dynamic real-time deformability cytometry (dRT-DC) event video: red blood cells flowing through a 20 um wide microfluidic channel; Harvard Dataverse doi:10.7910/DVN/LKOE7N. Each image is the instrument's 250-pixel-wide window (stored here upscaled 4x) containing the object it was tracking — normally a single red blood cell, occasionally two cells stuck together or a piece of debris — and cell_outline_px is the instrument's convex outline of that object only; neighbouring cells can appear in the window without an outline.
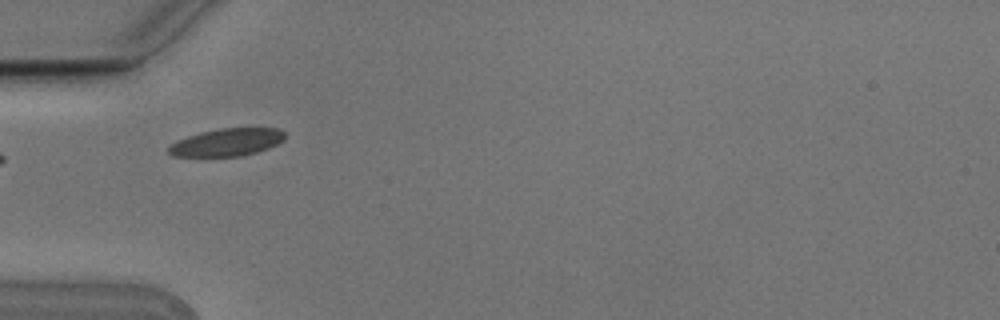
{"species": "Egyptian fruit bat (a non-hibernating species)", "species_latin": "Rousettus aegyptiacus", "temperature_condition": "cold", "stored_images_in_passage": 4, "camera_frame_rate_fps": 3000, "um_per_image_px": 0.085, "animal": {"sex": "male"}, "frame": {"image": 1, "passage_image": 1, "time_ms": 0.0, "image_size_px": [1000, 320], "cell_outline_px": [[284, 140], [268, 148], [256, 152], [240, 156], [172, 156], [168, 152], [168, 148], [172, 144], [188, 136], [200, 132], [220, 128], [276, 128], [284, 132]], "centroid_in_image_um": [19.29, 12.09], "position_along_channel_um": 65.7, "area_um2": 18.44}}
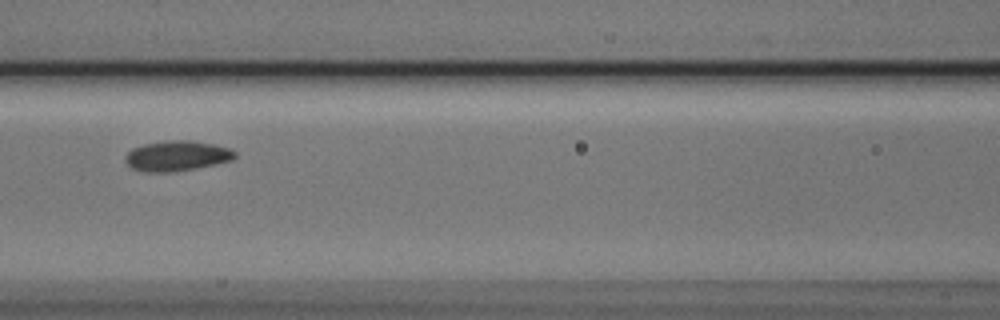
{"frame": {"image": 2, "passage_image": 3, "time_ms": 0.667, "image_size_px": [1000, 320], "cell_outline_px": [[236, 156], [232, 160], [216, 164], [176, 172], [144, 172], [132, 168], [124, 160], [124, 156], [132, 148], [144, 144], [168, 140], [192, 140], [212, 144], [228, 148], [236, 152]], "centroid_in_image_um": [15.01, 13.25], "position_along_channel_um": 151.6, "area_um2": 19.42}}
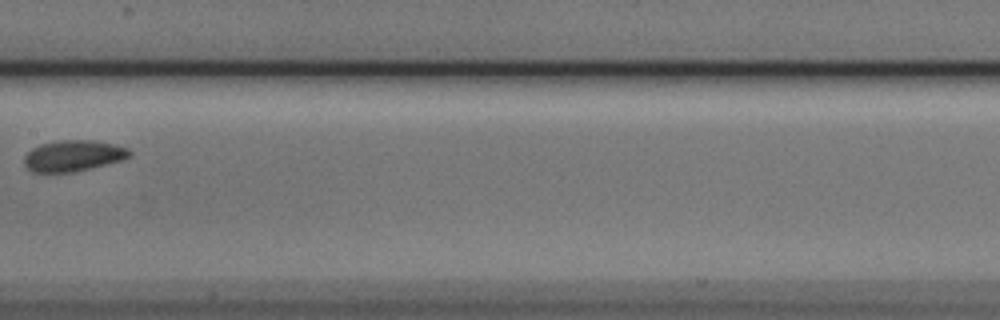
{"frame": {"image": 3, "passage_image": 4, "time_ms": 1.0, "image_size_px": [1000, 320], "cell_outline_px": [[132, 156], [124, 160], [76, 172], [32, 172], [24, 164], [24, 156], [32, 148], [40, 144], [60, 140], [92, 140], [112, 144], [128, 148], [132, 152]], "centroid_in_image_um": [6.25, 13.24], "position_along_channel_um": 201.1, "area_um2": 19.25}}